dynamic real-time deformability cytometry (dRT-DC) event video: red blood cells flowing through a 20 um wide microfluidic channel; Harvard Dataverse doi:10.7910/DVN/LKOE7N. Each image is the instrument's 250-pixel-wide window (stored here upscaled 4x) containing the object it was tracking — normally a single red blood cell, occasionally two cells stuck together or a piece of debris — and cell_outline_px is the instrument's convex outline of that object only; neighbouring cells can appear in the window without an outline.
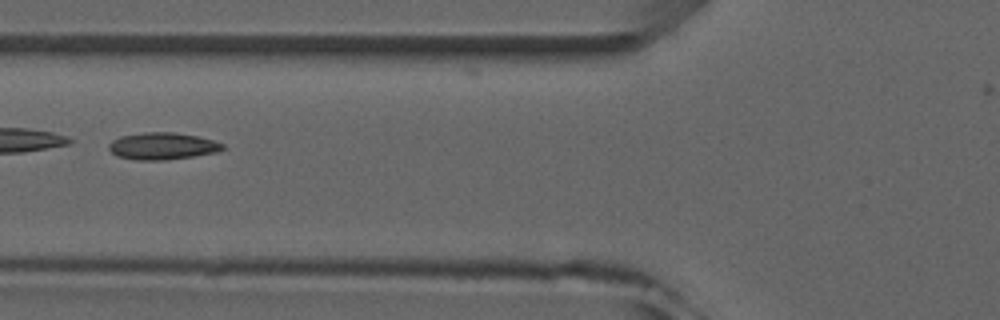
{"species": "common noctule bat (a hibernating species)", "species_latin": "Nyctalus noctula", "temperature_condition": "room temperature", "stored_images_in_passage": 4, "camera_frame_rate_fps": 3000, "um_per_image_px": 0.085, "animal": {"sex": "male", "forearm_length_mm": 52.5}, "frame": {"image": 1, "passage_image": 2, "time_ms": 1.0, "image_size_px": [1000, 320], "cell_outline_px": [[224, 148], [216, 152], [168, 160], [136, 160], [116, 156], [108, 148], [108, 144], [112, 140], [120, 136], [144, 132], [172, 132], [196, 136], [212, 140], [224, 144]], "centroid_in_image_um": [13.76, 12.42], "position_along_channel_um": 112.0, "area_um2": 17.86}}
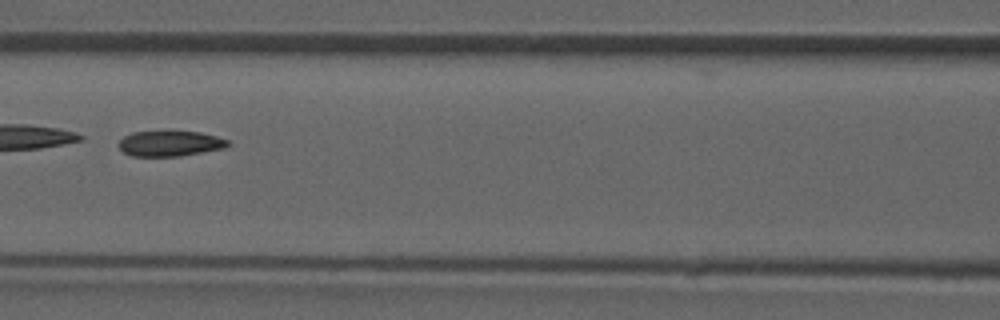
{"frame": {"image": 2, "passage_image": 3, "time_ms": 2.0, "image_size_px": [1000, 320], "cell_outline_px": [[232, 144], [224, 148], [180, 156], [132, 156], [124, 152], [120, 148], [120, 140], [124, 136], [132, 132], [168, 128], [200, 132], [216, 136], [228, 140]], "centroid_in_image_um": [14.46, 12.14], "position_along_channel_um": 152.1, "area_um2": 16.94}}